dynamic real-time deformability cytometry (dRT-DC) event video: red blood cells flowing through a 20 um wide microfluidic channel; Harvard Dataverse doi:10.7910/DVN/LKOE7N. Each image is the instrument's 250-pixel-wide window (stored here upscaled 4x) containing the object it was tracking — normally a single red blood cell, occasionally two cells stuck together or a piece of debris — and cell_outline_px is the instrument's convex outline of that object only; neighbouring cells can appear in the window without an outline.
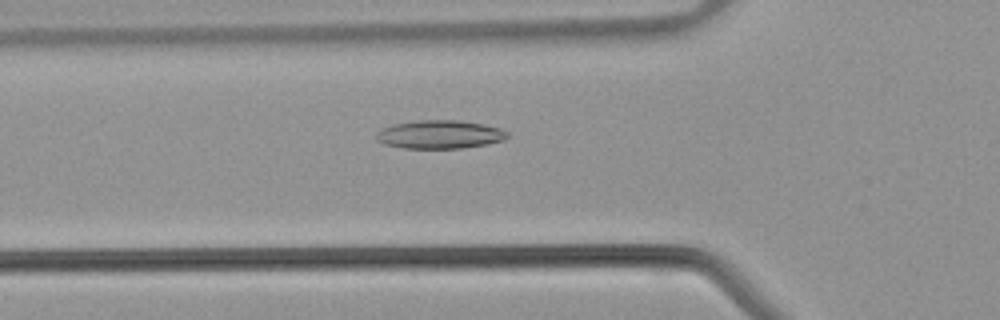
{"species": "common noctule bat (a hibernating species)", "species_latin": "Nyctalus noctula", "temperature_condition": "warm", "stored_images_in_passage": 33, "camera_frame_rate_fps": 3000, "um_per_image_px": 0.085, "animal": {"sex": "male", "body_mass_g": 21.5, "forearm_length_mm": 52.0}, "frame": {"image": 1, "passage_image": 6, "time_ms": 1.667, "image_size_px": [1000, 320], "cell_outline_px": [[508, 136], [504, 140], [488, 144], [464, 148], [404, 148], [384, 144], [376, 140], [376, 132], [380, 128], [392, 124], [416, 120], [456, 120], [484, 124], [500, 128], [508, 132]], "centroid_in_image_um": [37.36, 11.42], "position_along_channel_um": 88.4, "area_um2": 21.91}}
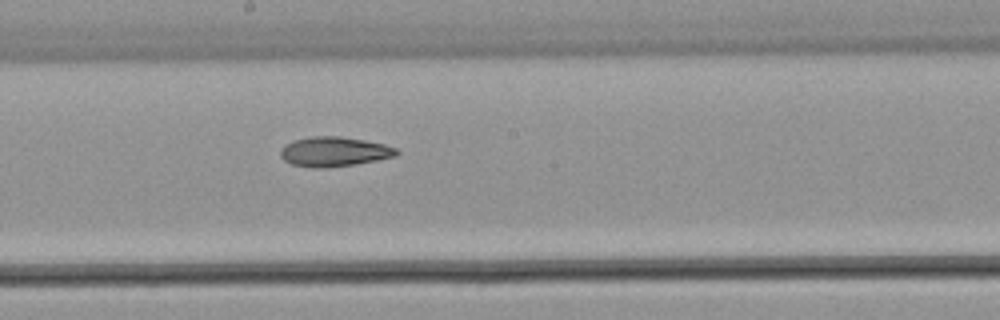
{"frame": {"image": 2, "passage_image": 14, "time_ms": 4.333, "image_size_px": [1000, 320], "cell_outline_px": [[400, 152], [396, 156], [356, 164], [324, 168], [312, 168], [292, 164], [284, 160], [280, 156], [280, 148], [296, 140], [312, 136], [340, 136], [364, 140], [384, 144], [396, 148]], "centroid_in_image_um": [28.41, 12.9], "position_along_channel_um": 219.8, "area_um2": 20.0}}
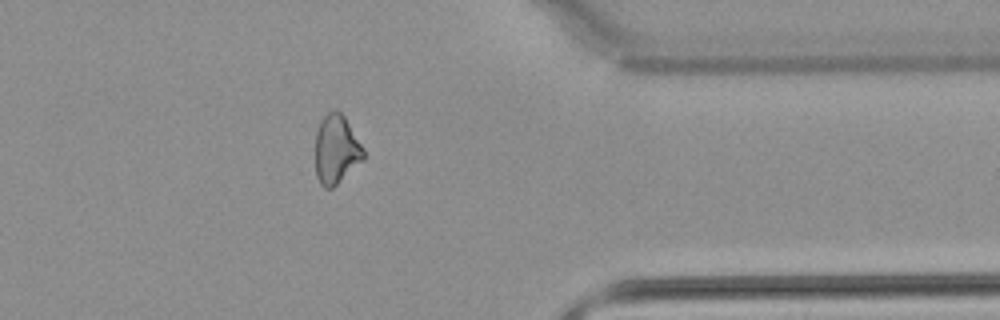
{"frame": {"image": 3, "passage_image": 25, "time_ms": 8.0, "image_size_px": [1000, 320], "cell_outline_px": [[364, 156], [332, 188], [324, 188], [320, 184], [316, 176], [316, 132], [320, 120], [332, 108], [336, 108], [344, 116], [364, 148]], "centroid_in_image_um": [28.54, 12.65], "position_along_channel_um": 382.9, "area_um2": 19.02}}